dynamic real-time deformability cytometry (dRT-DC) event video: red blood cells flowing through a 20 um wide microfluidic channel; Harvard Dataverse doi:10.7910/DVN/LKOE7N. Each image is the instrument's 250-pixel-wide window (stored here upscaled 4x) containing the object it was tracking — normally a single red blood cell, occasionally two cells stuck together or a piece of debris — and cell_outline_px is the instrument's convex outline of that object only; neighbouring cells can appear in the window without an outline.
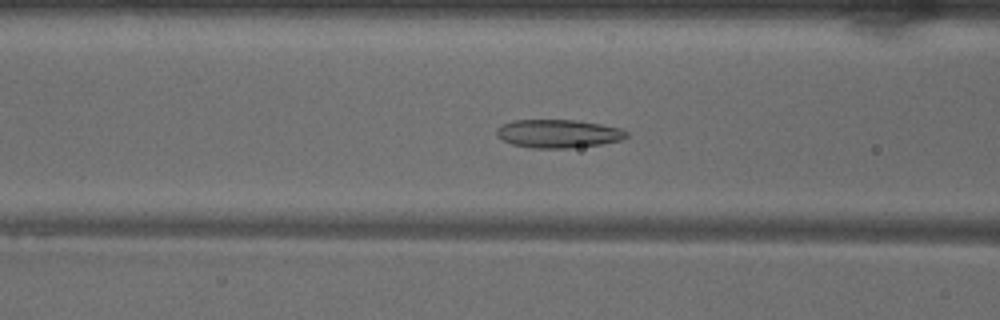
{"species": "common noctule bat (a hibernating species)", "species_latin": "Nyctalus noctula", "temperature_condition": "warm", "stored_images_in_passage": 49, "camera_frame_rate_fps": 3000, "um_per_image_px": 0.085, "animal": {"sex": "male", "body_mass_g": 18.8}, "frame": {"image": 1, "passage_image": 17, "time_ms": 5.333, "image_size_px": [1000, 320], "cell_outline_px": [[628, 136], [620, 140], [600, 144], [568, 148], [532, 148], [512, 144], [504, 140], [496, 132], [496, 128], [512, 120], [576, 120], [600, 124], [620, 128], [628, 132]], "centroid_in_image_um": [47.46, 11.35], "position_along_channel_um": 119.1, "area_um2": 21.21}}
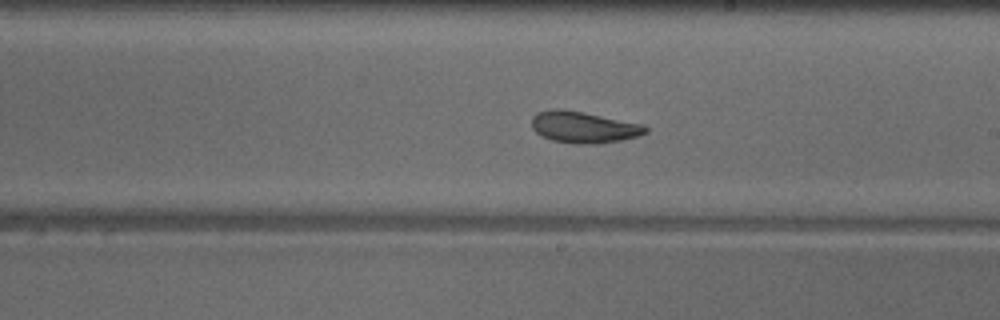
{"frame": {"image": 2, "passage_image": 26, "time_ms": 8.333, "image_size_px": [1000, 320], "cell_outline_px": [[648, 132], [640, 136], [620, 140], [596, 144], [576, 144], [552, 140], [536, 132], [532, 128], [532, 116], [536, 112], [548, 108], [560, 108], [584, 112], [644, 124], [648, 128]], "centroid_in_image_um": [49.61, 10.79], "position_along_channel_um": 239.4, "area_um2": 21.15}}
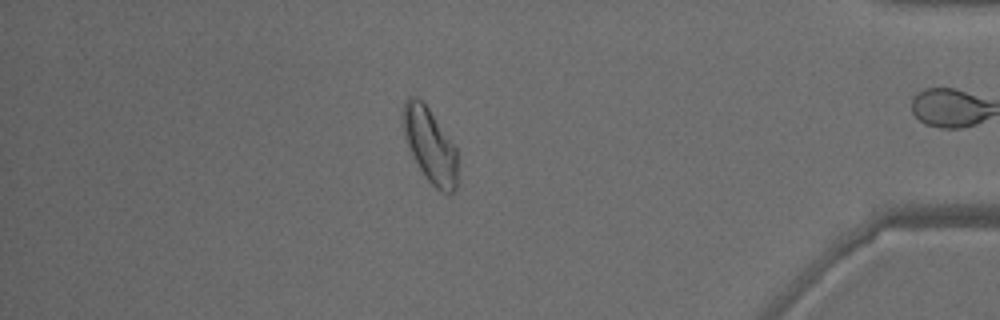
{"frame": {"image": 3, "passage_image": 41, "time_ms": 13.333, "image_size_px": [1000, 320], "cell_outline_px": [[456, 188], [452, 192], [444, 192], [436, 188], [424, 176], [412, 156], [408, 148], [404, 136], [400, 116], [404, 100], [408, 96], [416, 96], [428, 108], [456, 148]], "centroid_in_image_um": [36.48, 12.3], "position_along_channel_um": 398.7, "area_um2": 23.64}, "authors_computed_cell_mechanics": {"area_um2": 22.5998, "velocity_mm_per_s": 4.0031, "shape_relaxation_time_tau1_ms": 5.1929, "shape_relaxation_time_tau2_ms": 2.4648, "deformation_change_tau1": 0.1217, "deformation_change_tau2": 0.0762}}